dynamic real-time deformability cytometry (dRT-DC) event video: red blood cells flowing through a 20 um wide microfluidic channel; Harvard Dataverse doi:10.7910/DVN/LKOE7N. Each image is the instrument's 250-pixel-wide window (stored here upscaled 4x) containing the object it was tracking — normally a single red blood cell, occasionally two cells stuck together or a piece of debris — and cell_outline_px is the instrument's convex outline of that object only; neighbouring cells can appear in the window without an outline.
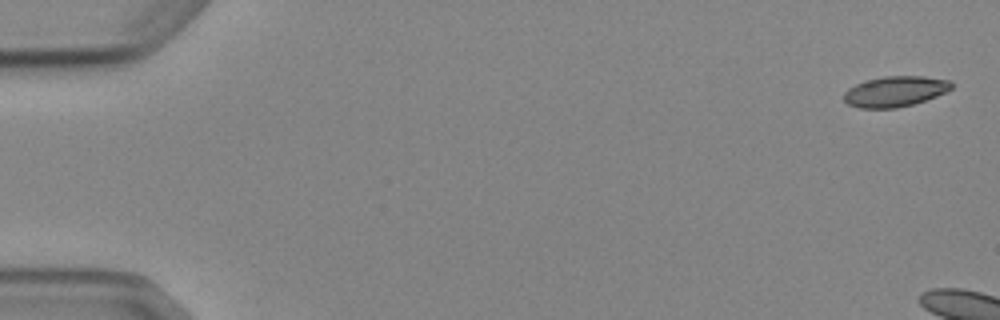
{"species": "Egyptian fruit bat (a non-hibernating species)", "species_latin": "Rousettus aegyptiacus", "temperature_condition": "cold", "stored_images_in_passage": 8, "camera_frame_rate_fps": 3000, "um_per_image_px": 0.085, "animal": {"sex": "female"}, "frame": {"image": 1, "passage_image": 1, "time_ms": 0.0, "image_size_px": [1000, 320], "cell_outline_px": [[952, 88], [936, 96], [912, 104], [896, 108], [860, 108], [848, 104], [844, 100], [844, 92], [848, 88], [864, 80], [884, 76], [924, 76], [948, 80], [952, 84]], "centroid_in_image_um": [76.04, 7.76], "position_along_channel_um": 9.0, "area_um2": 19.02}}
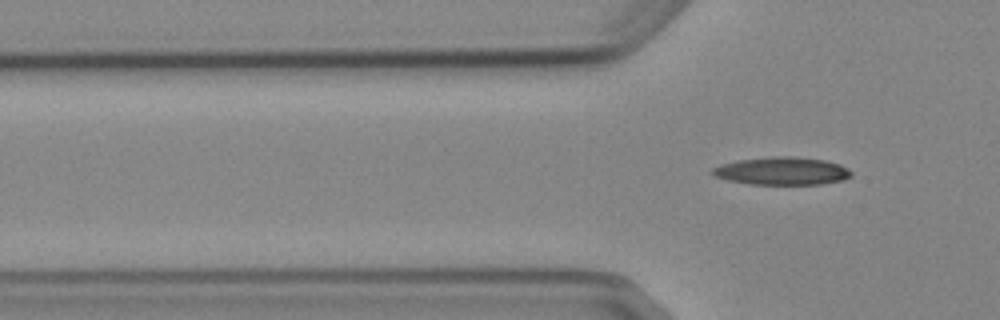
{"frame": {"image": 2, "passage_image": 8, "time_ms": 9.0, "image_size_px": [1000, 320], "cell_outline_px": [[852, 176], [844, 180], [820, 184], [748, 184], [728, 180], [716, 176], [708, 172], [712, 168], [720, 164], [736, 160], [772, 156], [792, 156], [824, 160], [840, 164], [848, 168], [852, 172]], "centroid_in_image_um": [66.45, 14.53], "position_along_channel_um": 59.3, "area_um2": 22.72}}